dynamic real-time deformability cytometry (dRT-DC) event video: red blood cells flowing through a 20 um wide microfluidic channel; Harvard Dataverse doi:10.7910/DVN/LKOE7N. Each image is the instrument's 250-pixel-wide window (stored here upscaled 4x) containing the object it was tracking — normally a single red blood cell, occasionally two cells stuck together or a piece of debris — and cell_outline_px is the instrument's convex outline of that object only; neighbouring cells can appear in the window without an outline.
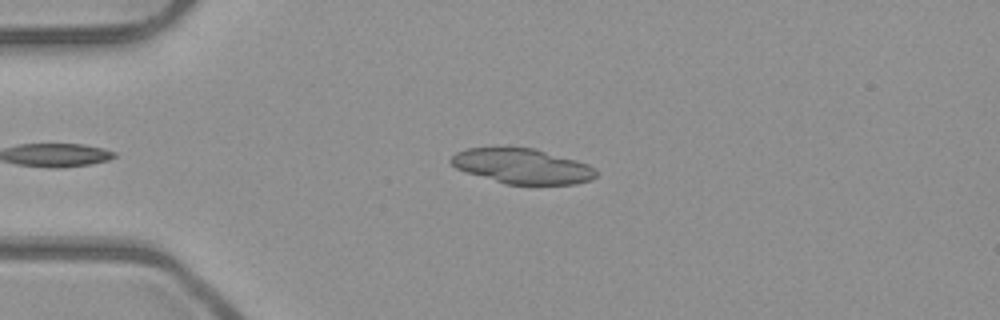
{"species": "common noctule bat (a hibernating species)", "species_latin": "Nyctalus noctula", "temperature_condition": "room temperature", "stored_images_in_passage": 14, "camera_frame_rate_fps": 3000, "um_per_image_px": 0.085, "animal": {"sex": "male", "body_mass_g": 23.1, "forearm_length_mm": 52.7}, "frame": {"image": 1, "passage_image": 7, "time_ms": 2.0, "image_size_px": [1000, 320], "cell_outline_px": [[596, 176], [592, 180], [576, 184], [504, 184], [456, 168], [448, 160], [456, 152], [468, 148], [536, 148], [576, 160], [588, 164], [596, 168]], "centroid_in_image_um": [44.43, 14.13], "position_along_channel_um": 40.6, "area_um2": 29.54}}